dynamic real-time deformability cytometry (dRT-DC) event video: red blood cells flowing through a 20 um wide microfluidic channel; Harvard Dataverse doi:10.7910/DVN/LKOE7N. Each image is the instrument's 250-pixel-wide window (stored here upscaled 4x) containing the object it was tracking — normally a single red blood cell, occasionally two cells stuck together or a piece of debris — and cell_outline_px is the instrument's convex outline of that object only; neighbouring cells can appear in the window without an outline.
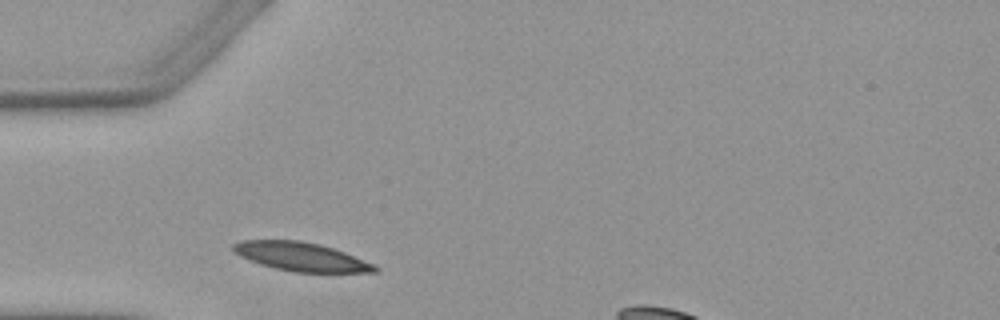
{"species": "Egyptian fruit bat (a non-hibernating species)", "species_latin": "Rousettus aegyptiacus", "temperature_condition": "warm", "stored_images_in_passage": 2, "segment_of_instrument_passage": [1, 2], "camera_frame_rate_fps": 3000, "um_per_image_px": 0.085, "animal": {"sex": "female"}, "frame": {"image": 1, "passage_image": 1, "time_ms": 0.0, "image_size_px": [1000, 320], "cell_outline_px": [[380, 268], [376, 272], [292, 272], [260, 264], [240, 256], [232, 252], [232, 244], [240, 240], [300, 240], [320, 244], [344, 252], [376, 264]], "centroid_in_image_um": [25.59, 21.81], "position_along_channel_um": 59.4, "area_um2": 23.76}}